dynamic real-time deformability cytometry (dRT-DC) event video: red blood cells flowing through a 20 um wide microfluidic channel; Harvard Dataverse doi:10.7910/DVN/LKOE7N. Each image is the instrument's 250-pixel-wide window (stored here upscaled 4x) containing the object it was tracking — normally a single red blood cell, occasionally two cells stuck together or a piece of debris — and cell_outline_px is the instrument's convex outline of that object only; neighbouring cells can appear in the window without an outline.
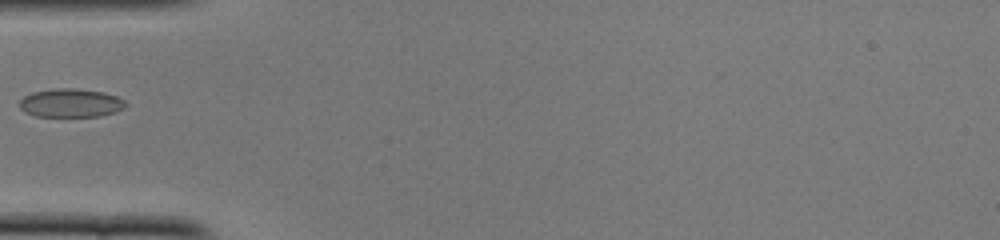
{"species": "common noctule bat (a hibernating species)", "species_latin": "Nyctalus noctula", "temperature_condition": "cold", "stored_images_in_passage": 34, "camera_frame_rate_fps": 3000, "um_per_image_px": 0.085, "animal": {"sex": "female", "body_mass_g": 22.0, "forearm_length_mm": 56.7}, "frame": {"image": 1, "passage_image": 1, "time_ms": 0.0, "image_size_px": [1000, 240], "cell_outline_px": [[128, 104], [124, 108], [116, 112], [100, 116], [36, 116], [24, 112], [20, 108], [20, 100], [24, 96], [32, 92], [56, 88], [72, 88], [104, 92], [116, 96], [124, 100]], "centroid_in_image_um": [6.02, 8.75], "position_along_channel_um": 79.0, "area_um2": 17.69}}